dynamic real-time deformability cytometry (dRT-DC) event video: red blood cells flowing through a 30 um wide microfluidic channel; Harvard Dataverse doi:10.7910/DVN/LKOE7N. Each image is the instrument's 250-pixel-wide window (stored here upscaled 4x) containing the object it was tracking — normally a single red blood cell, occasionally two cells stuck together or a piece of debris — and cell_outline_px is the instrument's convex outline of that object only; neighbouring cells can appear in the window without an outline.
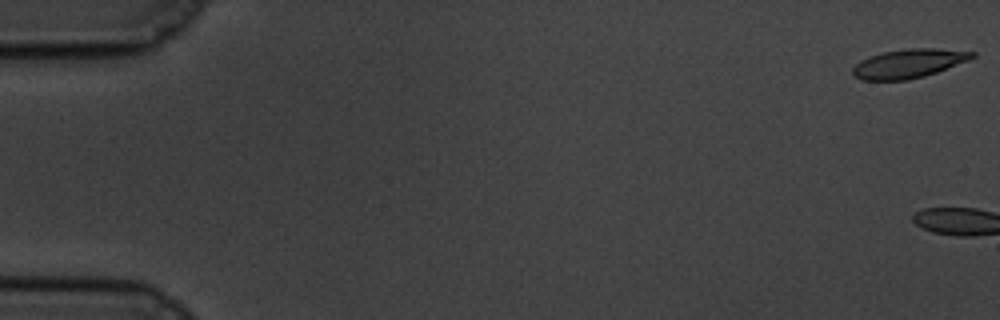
{"species": "common noctule bat (a hibernating species)", "species_latin": "Nyctalus noctula", "temperature_condition": "cold", "stored_images_in_passage": 3, "camera_frame_rate_fps": 3000, "um_per_image_px": 0.085, "animal": {"sex": "male", "body_mass_g": 19.5, "forearm_length_mm": 54.6}, "frame": {"image": 1, "passage_image": 1, "time_ms": 0.0, "image_size_px": [1000, 320], "cell_outline_px": [[976, 56], [968, 60], [936, 72], [924, 76], [908, 80], [860, 80], [852, 76], [852, 68], [860, 60], [868, 56], [880, 52], [908, 48], [936, 48], [976, 52]], "centroid_in_image_um": [77.18, 5.39], "position_along_channel_um": 7.8, "area_um2": 20.29}}